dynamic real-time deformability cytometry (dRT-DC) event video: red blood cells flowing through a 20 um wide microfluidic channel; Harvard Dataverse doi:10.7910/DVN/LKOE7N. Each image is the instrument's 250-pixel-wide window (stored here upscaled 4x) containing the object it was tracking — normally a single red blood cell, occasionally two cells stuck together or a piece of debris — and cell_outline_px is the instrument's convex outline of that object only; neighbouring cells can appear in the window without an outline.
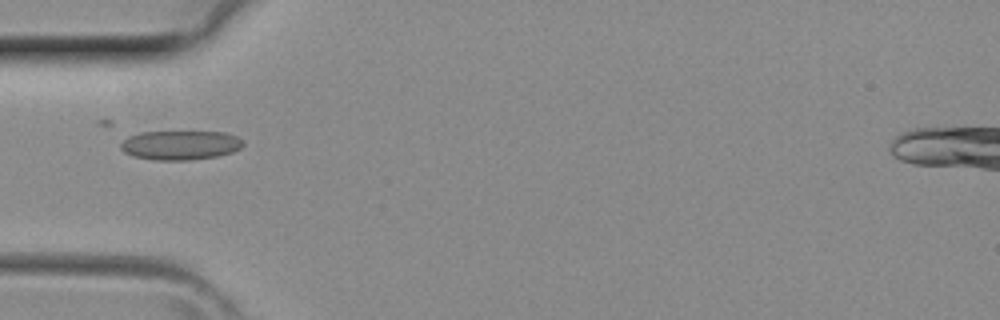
{"species": "common noctule bat (a hibernating species)", "species_latin": "Nyctalus noctula", "temperature_condition": "room temperature", "stored_images_in_passage": 4, "camera_frame_rate_fps": 3000, "um_per_image_px": 0.085, "animal": {"sex": "female", "body_mass_g": 29.2, "forearm_length_mm": 56.3}, "frame": {"image": 1, "passage_image": 4, "time_ms": 1.0, "image_size_px": [1000, 320], "cell_outline_px": [[244, 144], [240, 148], [232, 152], [216, 156], [188, 160], [152, 160], [132, 156], [124, 152], [120, 148], [120, 144], [128, 136], [140, 132], [224, 132], [236, 136], [244, 140]], "centroid_in_image_um": [15.31, 12.34], "position_along_channel_um": 69.7, "area_um2": 20.92}}